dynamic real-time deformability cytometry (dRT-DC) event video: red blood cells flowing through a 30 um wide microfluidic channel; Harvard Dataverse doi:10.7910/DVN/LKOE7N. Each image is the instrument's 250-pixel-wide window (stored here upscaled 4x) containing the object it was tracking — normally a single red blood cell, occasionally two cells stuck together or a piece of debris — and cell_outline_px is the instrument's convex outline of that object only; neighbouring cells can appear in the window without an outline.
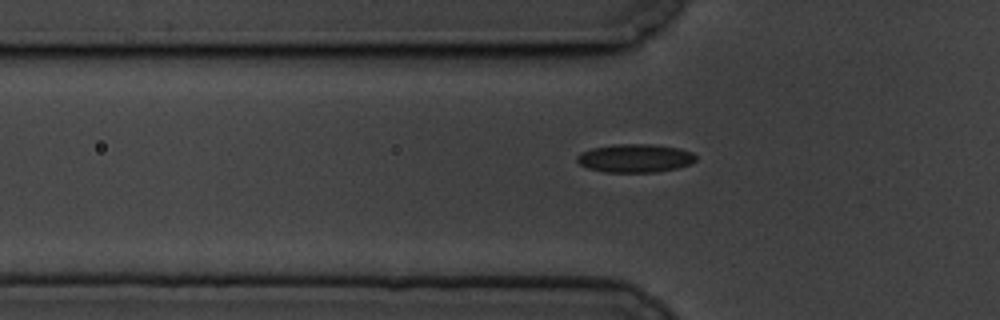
{"species": "common noctule bat (a hibernating species)", "species_latin": "Nyctalus noctula", "temperature_condition": "cold", "stored_images_in_passage": 40, "camera_frame_rate_fps": 3000, "um_per_image_px": 0.085, "animal": {"sex": "male", "body_mass_g": 19.5, "forearm_length_mm": 54.6}, "frame": {"image": 1, "passage_image": 4, "time_ms": 1.0, "image_size_px": [1000, 320], "cell_outline_px": [[696, 160], [692, 164], [676, 168], [656, 172], [604, 172], [588, 168], [580, 164], [576, 160], [576, 156], [580, 152], [592, 148], [612, 144], [652, 144], [680, 148], [692, 152], [696, 156]], "centroid_in_image_um": [53.98, 13.44], "position_along_channel_um": 71.8, "area_um2": 19.83}}
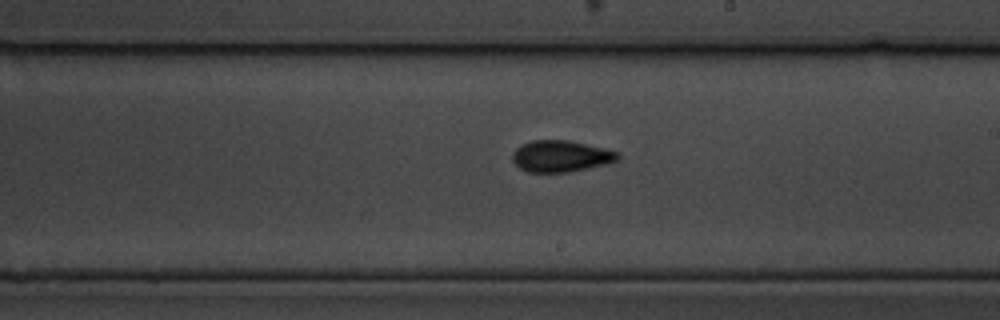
{"frame": {"image": 2, "passage_image": 19, "time_ms": 6.0, "image_size_px": [1000, 320], "cell_outline_px": [[620, 160], [608, 164], [568, 172], [528, 172], [520, 168], [512, 160], [512, 152], [520, 144], [532, 140], [564, 140], [604, 148], [616, 152], [620, 156]], "centroid_in_image_um": [47.65, 13.28], "position_along_channel_um": 241.3, "area_um2": 19.31}}
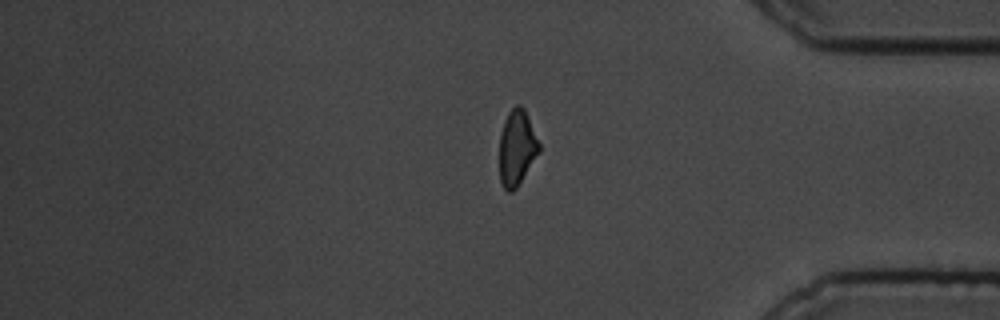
{"frame": {"image": 3, "passage_image": 34, "time_ms": 11.0, "image_size_px": [1000, 320], "cell_outline_px": [[540, 152], [516, 188], [512, 192], [508, 192], [504, 188], [500, 180], [500, 132], [504, 120], [508, 112], [516, 104], [520, 104], [524, 108], [540, 144]], "centroid_in_image_um": [43.93, 12.55], "position_along_channel_um": 391.3, "area_um2": 17.46}}